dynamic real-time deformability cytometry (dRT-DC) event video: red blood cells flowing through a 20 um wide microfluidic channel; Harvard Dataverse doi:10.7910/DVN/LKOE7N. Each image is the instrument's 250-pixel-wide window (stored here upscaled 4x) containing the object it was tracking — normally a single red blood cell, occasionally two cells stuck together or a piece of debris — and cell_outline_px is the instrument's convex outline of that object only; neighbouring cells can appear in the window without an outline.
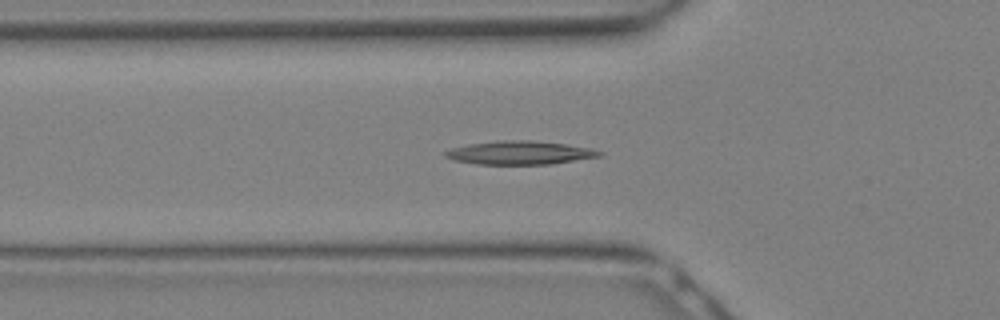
{"species": "Egyptian fruit bat (a non-hibernating species)", "species_latin": "Rousettus aegyptiacus", "temperature_condition": "warm", "stored_images_in_passage": 10, "camera_frame_rate_fps": 3000, "um_per_image_px": 0.085, "animal": {"sex": "female"}, "frame": {"image": 1, "passage_image": 4, "time_ms": 1.0, "image_size_px": [1000, 320], "cell_outline_px": [[604, 156], [552, 164], [476, 164], [456, 160], [444, 156], [440, 152], [452, 148], [468, 144], [500, 140], [528, 140], [564, 144], [592, 148], [604, 152]], "centroid_in_image_um": [44.21, 12.98], "position_along_channel_um": 81.6, "area_um2": 21.21}}
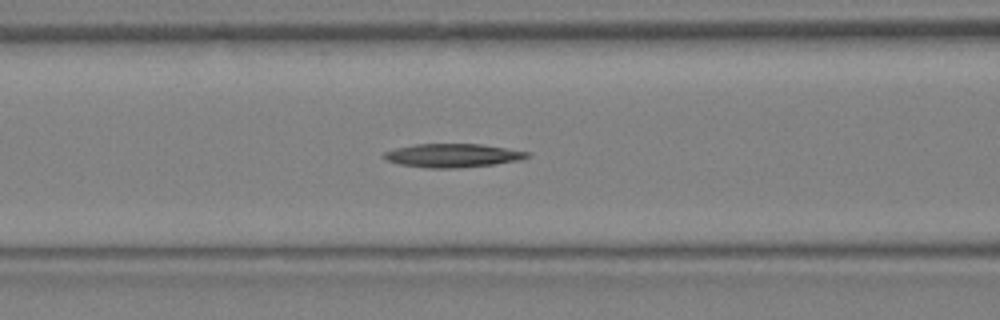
{"frame": {"image": 2, "passage_image": 6, "time_ms": 1.667, "image_size_px": [1000, 320], "cell_outline_px": [[532, 156], [520, 160], [496, 164], [460, 168], [432, 168], [400, 164], [388, 160], [380, 156], [384, 152], [396, 148], [416, 144], [480, 144], [528, 152]], "centroid_in_image_um": [38.49, 13.22], "position_along_channel_um": 128.1, "area_um2": 19.59}}
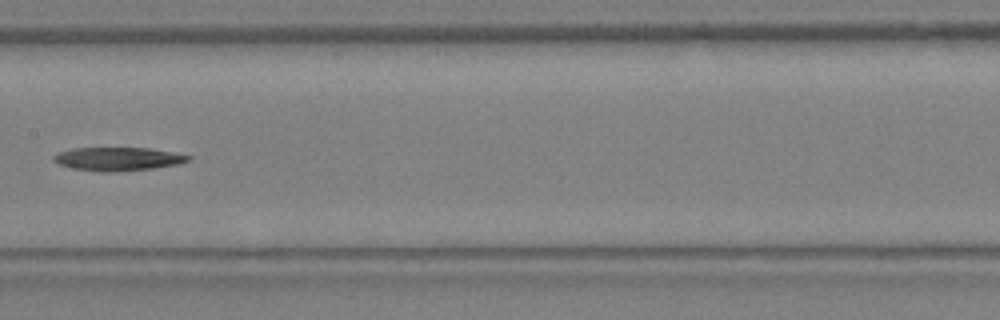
{"frame": {"image": 3, "passage_image": 9, "time_ms": 2.667, "image_size_px": [1000, 320], "cell_outline_px": [[192, 156], [188, 160], [176, 164], [152, 168], [116, 172], [100, 172], [72, 168], [60, 164], [52, 160], [52, 156], [60, 152], [72, 148], [148, 148]], "centroid_in_image_um": [9.96, 13.51], "position_along_channel_um": 197.4, "area_um2": 18.15}}